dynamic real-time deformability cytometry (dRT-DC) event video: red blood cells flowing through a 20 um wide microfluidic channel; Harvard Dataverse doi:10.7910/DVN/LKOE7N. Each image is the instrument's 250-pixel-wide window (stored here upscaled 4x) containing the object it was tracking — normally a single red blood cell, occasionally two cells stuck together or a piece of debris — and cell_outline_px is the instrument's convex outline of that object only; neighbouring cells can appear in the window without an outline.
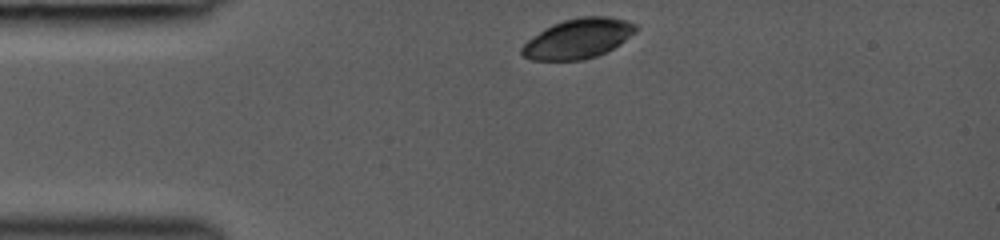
{"species": "common noctule bat (a hibernating species)", "species_latin": "Nyctalus noctula", "temperature_condition": "room temperature", "stored_images_in_passage": 3, "camera_frame_rate_fps": 3000, "um_per_image_px": 0.085, "animal": {"sex": "female", "body_mass_g": 19.0, "forearm_length_mm": 53.3}, "frame": {"image": 1, "passage_image": 1, "time_ms": 0.0, "image_size_px": [1000, 240], "cell_outline_px": [[640, 28], [636, 32], [620, 44], [596, 56], [580, 60], [532, 60], [524, 56], [520, 52], [520, 48], [532, 36], [552, 24], [564, 20], [580, 16], [608, 16], [624, 20], [636, 24]], "centroid_in_image_um": [49.14, 3.27], "position_along_channel_um": 35.9, "area_um2": 26.41}}